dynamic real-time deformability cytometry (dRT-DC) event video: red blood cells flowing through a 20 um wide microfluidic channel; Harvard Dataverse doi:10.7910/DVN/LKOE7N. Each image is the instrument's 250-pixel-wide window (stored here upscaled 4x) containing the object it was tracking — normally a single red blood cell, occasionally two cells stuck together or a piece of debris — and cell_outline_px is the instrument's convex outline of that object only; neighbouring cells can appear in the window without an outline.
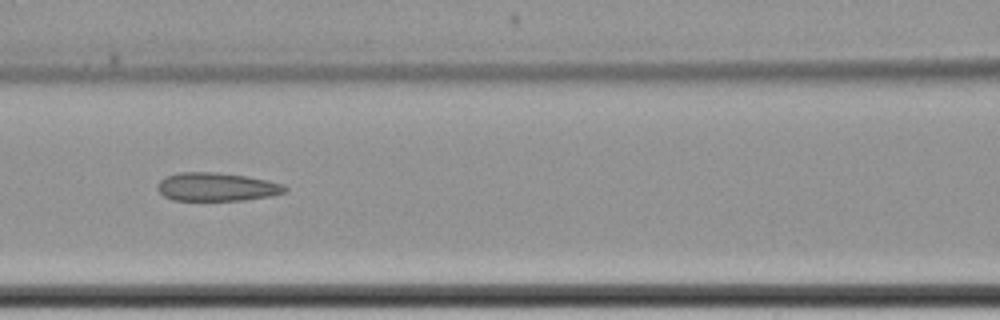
{"species": "common noctule bat (a hibernating species)", "species_latin": "Nyctalus noctula", "temperature_condition": "cold", "stored_images_in_passage": 10, "camera_frame_rate_fps": 3000, "um_per_image_px": 0.085, "animal": {"sex": "female", "body_mass_g": 22.7, "forearm_length_mm": 54.2}, "frame": {"image": 1, "passage_image": 9, "time_ms": 9.667, "image_size_px": [1000, 320], "cell_outline_px": [[288, 188], [284, 192], [272, 196], [244, 200], [172, 200], [164, 196], [156, 188], [156, 184], [160, 180], [168, 176], [180, 172], [216, 172], [244, 176], [268, 180], [284, 184]], "centroid_in_image_um": [18.42, 15.89], "position_along_channel_um": 148.2, "area_um2": 21.1}}
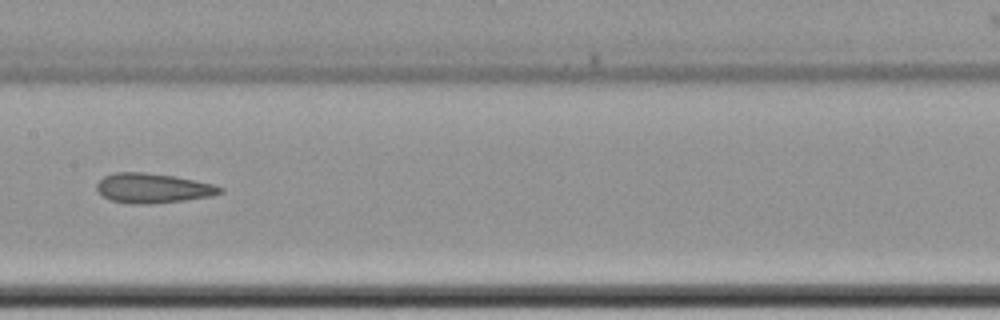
{"frame": {"image": 2, "passage_image": 10, "time_ms": 11.0, "image_size_px": [1000, 320], "cell_outline_px": [[224, 192], [212, 196], [184, 200], [148, 204], [132, 204], [112, 200], [104, 196], [96, 188], [96, 184], [104, 176], [116, 172], [144, 172], [176, 176], [212, 184], [224, 188]], "centroid_in_image_um": [13.02, 15.99], "position_along_channel_um": 194.4, "area_um2": 21.27}}